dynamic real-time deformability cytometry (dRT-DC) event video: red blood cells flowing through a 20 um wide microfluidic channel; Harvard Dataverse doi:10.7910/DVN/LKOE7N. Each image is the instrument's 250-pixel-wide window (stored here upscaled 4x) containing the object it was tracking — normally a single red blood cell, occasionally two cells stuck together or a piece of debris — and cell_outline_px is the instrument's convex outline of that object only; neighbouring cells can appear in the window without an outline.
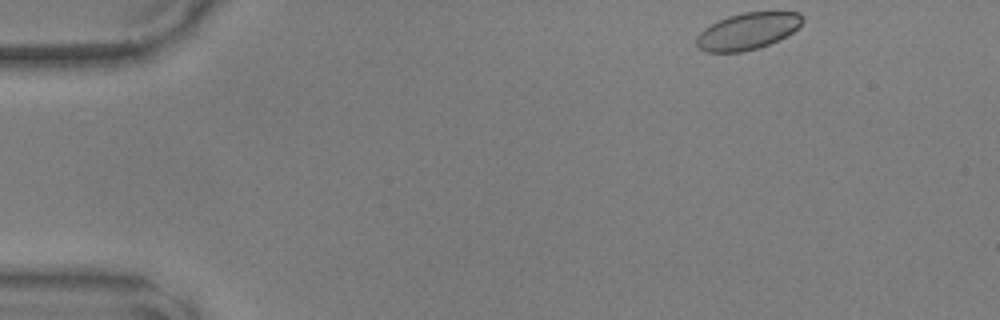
{"species": "common noctule bat (a hibernating species)", "species_latin": "Nyctalus noctula", "temperature_condition": "warm", "stored_images_in_passage": 44, "camera_frame_rate_fps": 3000, "um_per_image_px": 0.085, "animal": {"sex": "male", "body_mass_g": 17.9, "forearm_length_mm": 54.2}, "frame": {"image": 1, "passage_image": 1, "time_ms": 0.0, "image_size_px": [1000, 320], "cell_outline_px": [[804, 20], [792, 32], [768, 44], [756, 48], [740, 52], [704, 52], [696, 44], [696, 36], [704, 28], [728, 16], [744, 12], [800, 12], [804, 16]], "centroid_in_image_um": [63.53, 2.64], "position_along_channel_um": 21.5, "area_um2": 22.37}}
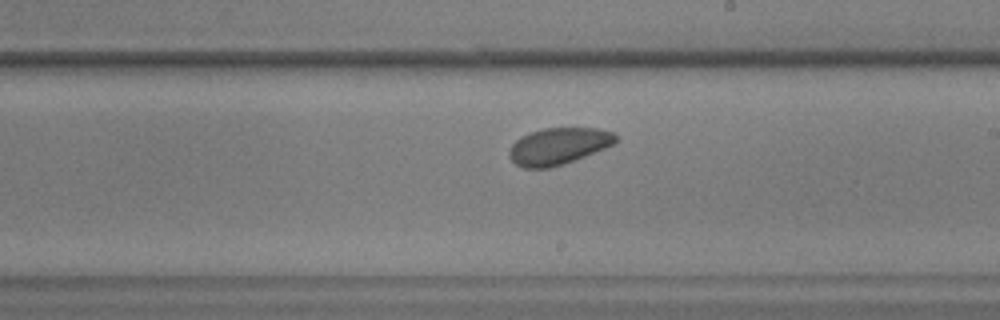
{"frame": {"image": 2, "passage_image": 24, "time_ms": 7.667, "image_size_px": [1000, 320], "cell_outline_px": [[620, 136], [612, 144], [604, 148], [564, 164], [548, 168], [520, 168], [508, 156], [508, 152], [512, 144], [520, 136], [544, 128], [596, 128], [612, 132]], "centroid_in_image_um": [47.43, 12.42], "position_along_channel_um": 241.6, "area_um2": 22.72}}
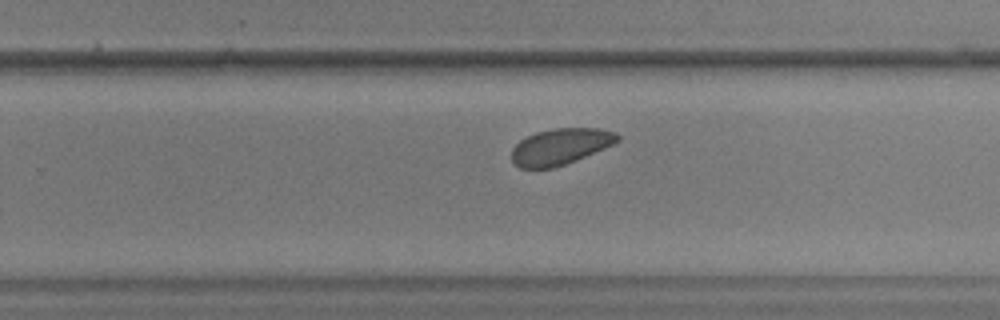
{"frame": {"image": 3, "passage_image": 27, "time_ms": 8.667, "image_size_px": [1000, 320], "cell_outline_px": [[620, 140], [604, 148], [576, 160], [552, 168], [520, 168], [512, 160], [512, 148], [520, 140], [536, 132], [556, 128], [600, 128], [616, 132], [620, 136]], "centroid_in_image_um": [47.64, 12.44], "position_along_channel_um": 282.2, "area_um2": 22.14}}